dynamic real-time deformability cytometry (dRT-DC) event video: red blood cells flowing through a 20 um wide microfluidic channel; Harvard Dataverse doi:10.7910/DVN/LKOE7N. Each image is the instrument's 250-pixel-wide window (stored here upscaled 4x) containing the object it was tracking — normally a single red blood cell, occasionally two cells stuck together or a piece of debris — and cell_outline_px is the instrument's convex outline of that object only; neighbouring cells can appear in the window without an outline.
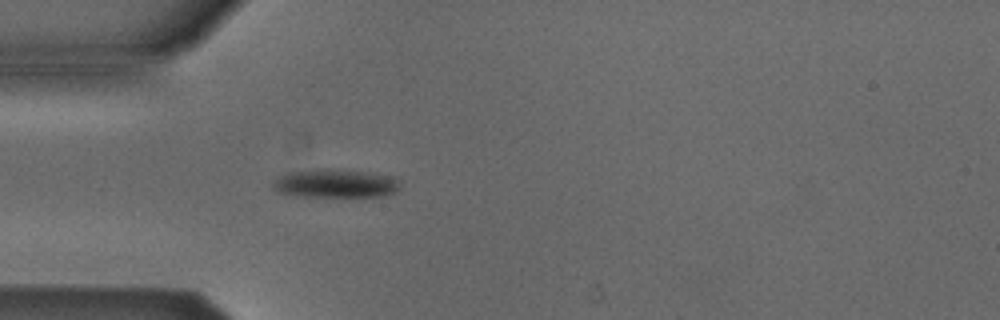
{"species": "Egyptian fruit bat (a non-hibernating species)", "species_latin": "Rousettus aegyptiacus", "temperature_condition": "cold", "stored_images_in_passage": 4, "camera_frame_rate_fps": 3000, "um_per_image_px": 0.085, "animal": {"sex": "male"}, "frame": {"image": 1, "passage_image": 4, "time_ms": 1.0, "image_size_px": [1000, 320], "cell_outline_px": [[400, 188], [396, 192], [384, 196], [304, 196], [276, 192], [272, 188], [272, 184], [280, 176], [288, 172], [316, 168], [332, 168], [368, 172], [396, 176], [400, 184]], "centroid_in_image_um": [28.55, 15.57], "position_along_channel_um": 56.5, "area_um2": 21.44}}